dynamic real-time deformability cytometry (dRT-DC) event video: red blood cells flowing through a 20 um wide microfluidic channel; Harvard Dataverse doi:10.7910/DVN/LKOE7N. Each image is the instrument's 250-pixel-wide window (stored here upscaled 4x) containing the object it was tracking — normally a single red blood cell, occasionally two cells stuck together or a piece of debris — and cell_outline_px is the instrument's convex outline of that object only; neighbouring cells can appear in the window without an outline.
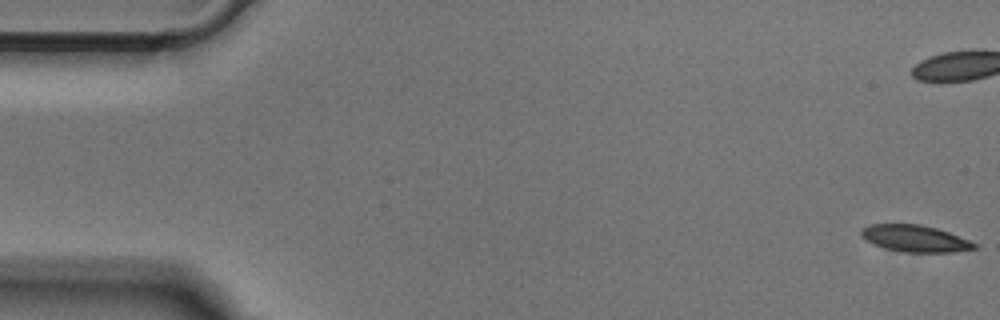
{"species": "Egyptian fruit bat (a non-hibernating species)", "species_latin": "Rousettus aegyptiacus", "temperature_condition": "cold", "stored_images_in_passage": 52, "camera_frame_rate_fps": 3000, "um_per_image_px": 0.085, "animal": {"sex": "male"}, "frame": {"image": 1, "passage_image": 1, "time_ms": 0.0, "image_size_px": [1000, 320], "cell_outline_px": [[980, 248], [952, 252], [900, 252], [884, 248], [872, 244], [860, 236], [860, 228], [868, 224], [920, 224], [936, 228], [948, 232], [980, 244]], "centroid_in_image_um": [77.77, 20.28], "position_along_channel_um": 7.2, "area_um2": 17.98}}